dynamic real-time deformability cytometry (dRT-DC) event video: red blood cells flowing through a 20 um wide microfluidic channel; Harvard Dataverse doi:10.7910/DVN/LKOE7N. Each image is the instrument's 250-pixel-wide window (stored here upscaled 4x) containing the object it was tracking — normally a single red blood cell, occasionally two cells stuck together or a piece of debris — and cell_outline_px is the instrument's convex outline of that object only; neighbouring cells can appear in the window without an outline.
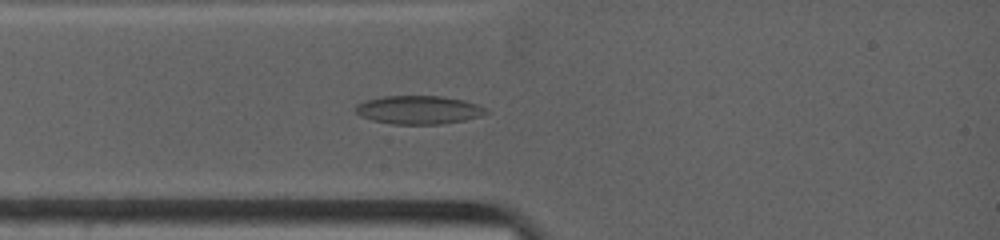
{"species": "common noctule bat (a hibernating species)", "species_latin": "Nyctalus noctula", "temperature_condition": "warm", "stored_images_in_passage": 55, "camera_frame_rate_fps": 4500, "um_per_image_px": 0.085, "animal": {"sex": "female", "body_mass_g": 19.0, "forearm_length_mm": 53.3}, "frame": {"image": 1, "passage_image": 10, "time_ms": 2.0, "image_size_px": [1000, 240], "cell_outline_px": [[492, 112], [480, 116], [464, 120], [440, 124], [392, 124], [372, 120], [360, 116], [356, 112], [356, 104], [364, 100], [384, 96], [440, 96], [464, 100], [488, 108]], "centroid_in_image_um": [35.6, 9.34], "position_along_channel_um": 49.4, "area_um2": 21.73}}
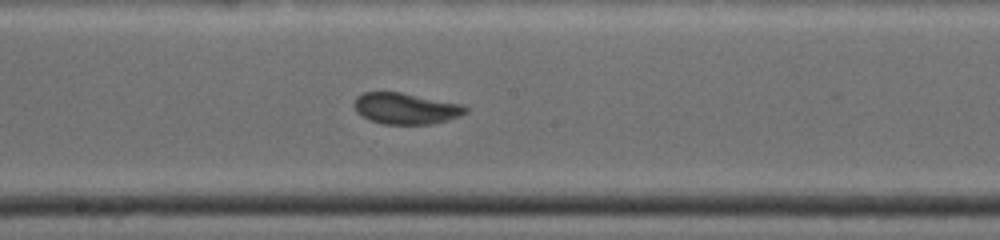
{"frame": {"image": 2, "passage_image": 29, "time_ms": 6.222, "image_size_px": [1000, 240], "cell_outline_px": [[468, 112], [460, 116], [448, 120], [432, 124], [384, 124], [368, 120], [360, 116], [356, 112], [352, 104], [356, 96], [364, 92], [400, 92], [464, 104], [468, 108]], "centroid_in_image_um": [34.48, 9.22], "position_along_channel_um": 213.7, "area_um2": 20.63}}
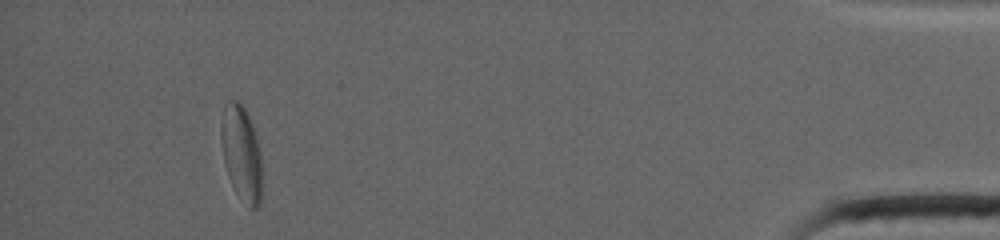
{"frame": {"image": 3, "passage_image": 48, "time_ms": 13.778, "image_size_px": [1000, 240], "cell_outline_px": [[260, 204], [256, 208], [248, 208], [236, 192], [228, 176], [224, 160], [220, 136], [220, 124], [224, 104], [228, 100], [236, 100], [244, 108], [252, 124], [260, 152]], "centroid_in_image_um": [20.48, 13.0], "position_along_channel_um": 414.7, "area_um2": 22.37}, "authors_computed_cell_mechanics": {"area_um2": 20.808, "velocity_mm_per_s": 3.8837, "shape_relaxation_time_tau1_ms": 6.3645, "shape_relaxation_time_tau2_ms": 1.9259, "deformation_change_tau1": 0.1361, "deformation_change_tau2": 0.0544}}